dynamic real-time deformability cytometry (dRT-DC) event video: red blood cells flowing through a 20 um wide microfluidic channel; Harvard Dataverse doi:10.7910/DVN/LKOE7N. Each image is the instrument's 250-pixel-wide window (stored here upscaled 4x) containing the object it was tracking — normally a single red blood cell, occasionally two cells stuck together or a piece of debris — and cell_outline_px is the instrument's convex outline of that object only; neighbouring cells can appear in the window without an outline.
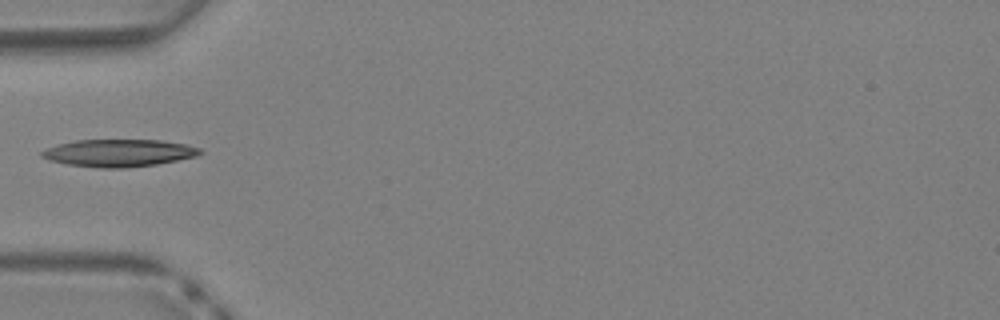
{"species": "Egyptian fruit bat (a non-hibernating species)", "species_latin": "Rousettus aegyptiacus", "temperature_condition": "warm", "stored_images_in_passage": 25, "camera_frame_rate_fps": 3000, "um_per_image_px": 0.085, "animal": {"sex": "female"}, "frame": {"image": 1, "passage_image": 1, "time_ms": 0.0, "image_size_px": [1000, 320], "cell_outline_px": [[204, 152], [196, 156], [156, 164], [124, 168], [100, 168], [68, 164], [48, 160], [40, 156], [40, 152], [48, 148], [60, 144], [76, 140], [160, 140], [188, 144], [200, 148]], "centroid_in_image_um": [10.12, 13.0], "position_along_channel_um": 74.9, "area_um2": 25.14}}
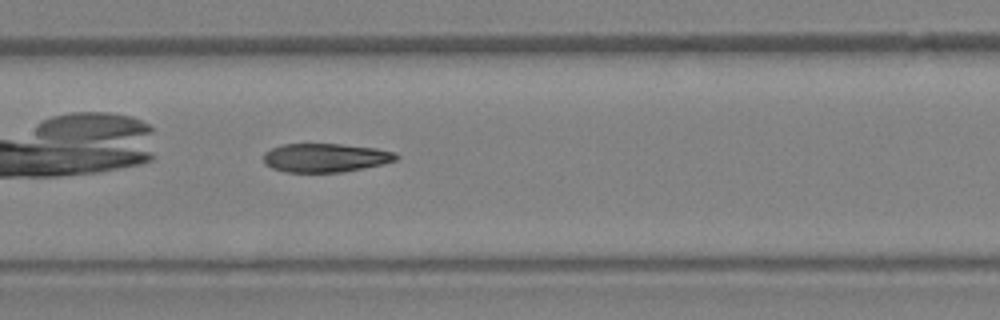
{"frame": {"image": 2, "passage_image": 7, "time_ms": 2.0, "image_size_px": [1000, 320], "cell_outline_px": [[400, 156], [396, 160], [364, 168], [340, 172], [284, 172], [272, 168], [264, 164], [264, 152], [272, 148], [284, 144], [340, 144], [376, 148], [396, 152]], "centroid_in_image_um": [27.65, 13.41], "position_along_channel_um": 179.7, "area_um2": 22.2}}
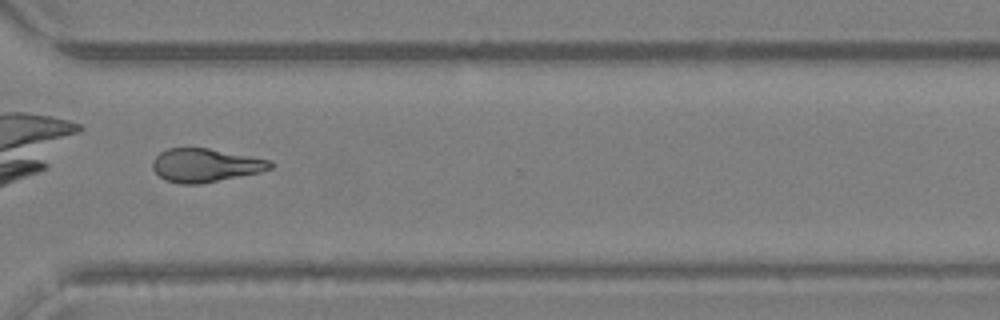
{"frame": {"image": 3, "passage_image": 17, "time_ms": 5.333, "image_size_px": [1000, 320], "cell_outline_px": [[276, 164], [272, 168], [260, 172], [196, 184], [180, 184], [164, 180], [152, 168], [152, 164], [156, 156], [160, 152], [168, 148], [208, 148], [272, 160]], "centroid_in_image_um": [17.47, 14.04], "position_along_channel_um": 353.1, "area_um2": 22.83}}